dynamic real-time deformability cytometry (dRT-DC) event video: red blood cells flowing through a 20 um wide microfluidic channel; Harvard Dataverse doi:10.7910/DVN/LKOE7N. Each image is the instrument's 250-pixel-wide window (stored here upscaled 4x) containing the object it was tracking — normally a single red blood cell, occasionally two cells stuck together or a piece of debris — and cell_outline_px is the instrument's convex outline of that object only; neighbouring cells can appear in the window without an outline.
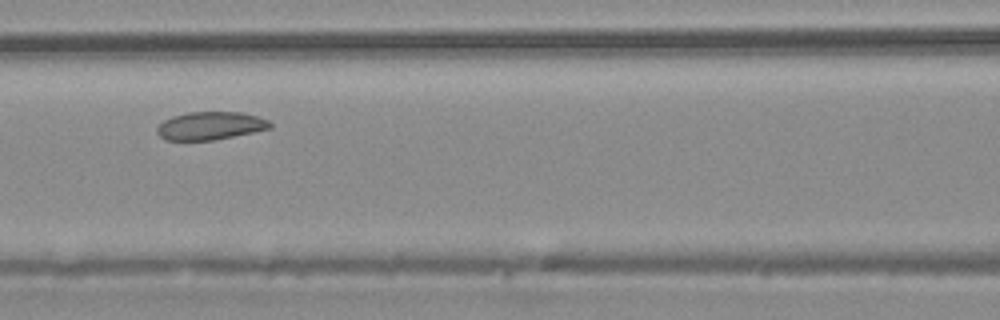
{"species": "common noctule bat (a hibernating species)", "species_latin": "Nyctalus noctula", "temperature_condition": "warm", "stored_images_in_passage": 4, "camera_frame_rate_fps": 3000, "um_per_image_px": 0.085, "animal": {"sex": "male", "body_mass_g": 20.4}, "frame": {"image": 1, "passage_image": 4, "time_ms": 1.0, "image_size_px": [1000, 320], "cell_outline_px": [[272, 128], [216, 140], [164, 140], [156, 132], [156, 128], [164, 120], [172, 116], [188, 112], [244, 112], [268, 120], [272, 124]], "centroid_in_image_um": [17.88, 10.69], "position_along_channel_um": 148.7, "area_um2": 18.55}}